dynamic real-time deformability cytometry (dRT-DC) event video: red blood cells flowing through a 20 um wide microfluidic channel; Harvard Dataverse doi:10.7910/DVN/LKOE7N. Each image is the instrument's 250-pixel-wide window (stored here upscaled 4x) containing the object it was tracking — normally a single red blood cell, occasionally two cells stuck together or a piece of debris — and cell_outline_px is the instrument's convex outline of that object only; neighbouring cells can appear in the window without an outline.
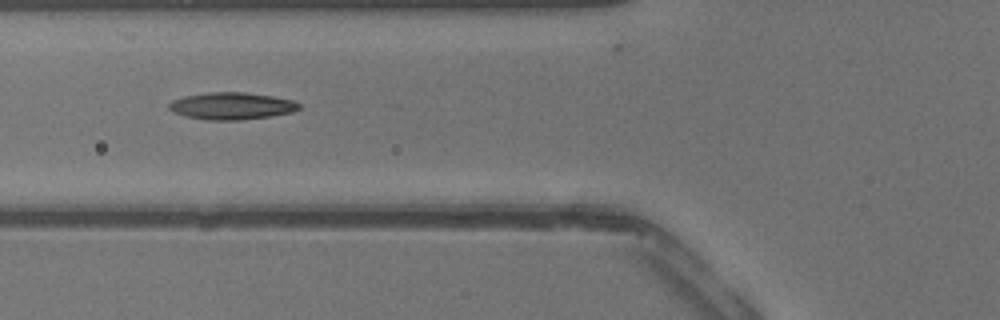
{"species": "common noctule bat (a hibernating species)", "species_latin": "Nyctalus noctula", "temperature_condition": "warm", "stored_images_in_passage": 9, "camera_frame_rate_fps": 3000, "um_per_image_px": 0.085, "animal": {"sex": "male", "body_mass_g": 13.3}, "frame": {"image": 1, "passage_image": 2, "time_ms": 0.333, "image_size_px": [1000, 320], "cell_outline_px": [[300, 108], [292, 112], [268, 116], [240, 120], [208, 120], [188, 116], [172, 112], [168, 108], [168, 104], [172, 100], [184, 96], [208, 92], [244, 92], [272, 96], [296, 100], [300, 104]], "centroid_in_image_um": [19.69, 8.99], "position_along_channel_um": 106.1, "area_um2": 20.52}}
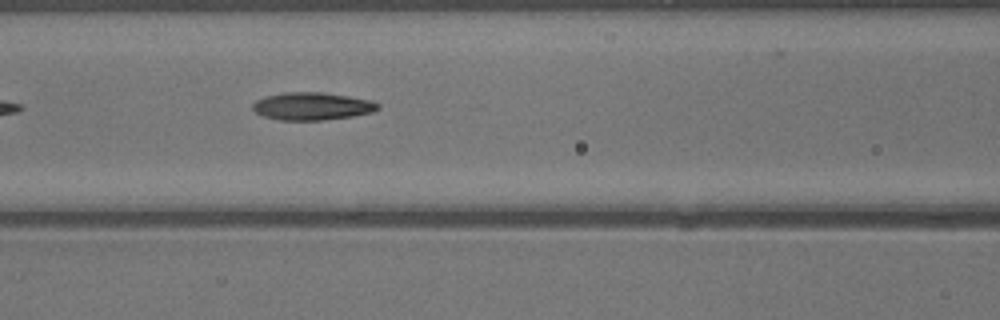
{"frame": {"image": 2, "passage_image": 4, "time_ms": 1.0, "image_size_px": [1000, 320], "cell_outline_px": [[380, 108], [372, 112], [352, 116], [324, 120], [280, 120], [264, 116], [256, 112], [252, 108], [252, 104], [256, 100], [264, 96], [284, 92], [324, 92], [372, 100], [380, 104]], "centroid_in_image_um": [26.53, 9.02], "position_along_channel_um": 140.1, "area_um2": 20.29}}
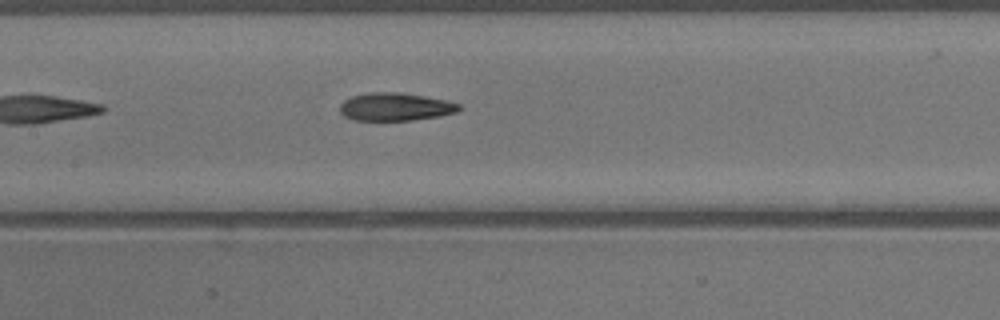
{"frame": {"image": 3, "passage_image": 6, "time_ms": 1.667, "image_size_px": [1000, 320], "cell_outline_px": [[460, 108], [456, 112], [440, 116], [412, 120], [352, 120], [344, 116], [340, 112], [340, 104], [344, 100], [352, 96], [368, 92], [396, 92], [424, 96], [448, 100], [460, 104]], "centroid_in_image_um": [33.59, 9.08], "position_along_channel_um": 173.8, "area_um2": 19.42}}